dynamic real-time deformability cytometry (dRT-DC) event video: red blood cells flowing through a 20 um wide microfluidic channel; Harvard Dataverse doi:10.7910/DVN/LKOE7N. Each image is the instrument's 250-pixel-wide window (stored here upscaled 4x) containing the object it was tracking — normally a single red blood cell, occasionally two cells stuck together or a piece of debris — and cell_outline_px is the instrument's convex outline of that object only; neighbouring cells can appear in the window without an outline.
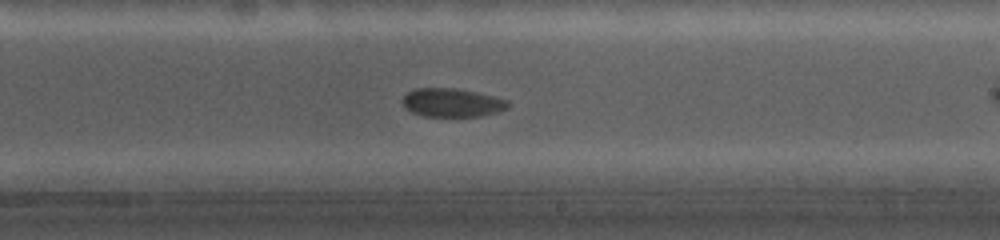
{"species": "common noctule bat (a hibernating species)", "species_latin": "Nyctalus noctula", "temperature_condition": "cold", "stored_images_in_passage": 24, "camera_frame_rate_fps": 5000, "um_per_image_px": 0.085, "animal": {"sex": "female", "body_mass_g": 19.0, "forearm_length_mm": 56.7}, "frame": {"image": 1, "passage_image": 14, "time_ms": 5.2, "image_size_px": [1000, 240], "cell_outline_px": [[508, 108], [500, 112], [480, 116], [424, 116], [412, 112], [404, 108], [404, 96], [408, 92], [416, 88], [456, 88], [476, 92], [508, 100]], "centroid_in_image_um": [38.44, 8.73], "position_along_channel_um": 250.6, "area_um2": 17.46}}